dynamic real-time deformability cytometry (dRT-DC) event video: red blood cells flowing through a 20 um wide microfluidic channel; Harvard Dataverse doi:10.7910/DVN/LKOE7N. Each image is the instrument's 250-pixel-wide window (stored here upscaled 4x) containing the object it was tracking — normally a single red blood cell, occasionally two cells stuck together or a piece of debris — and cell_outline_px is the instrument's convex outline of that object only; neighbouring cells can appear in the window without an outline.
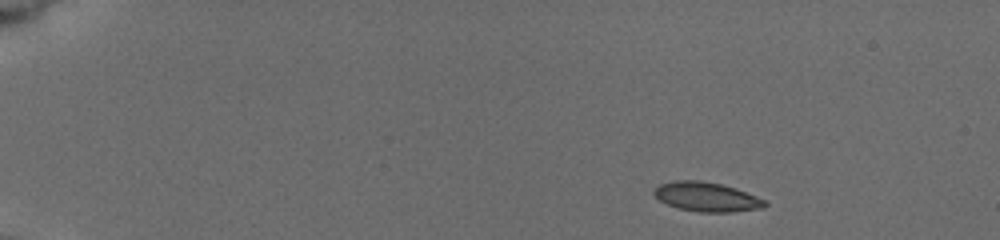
{"species": "common noctule bat (a hibernating species)", "species_latin": "Nyctalus noctula", "temperature_condition": "cold", "stored_images_in_passage": 9, "camera_frame_rate_fps": 3000, "um_per_image_px": 0.085, "animal": {"sex": "female", "body_mass_g": 19.5, "forearm_length_mm": 54.1}, "frame": {"image": 1, "passage_image": 1, "time_ms": 0.0, "image_size_px": [1000, 240], "cell_outline_px": [[768, 204], [764, 208], [732, 212], [700, 212], [680, 208], [668, 204], [660, 200], [652, 192], [660, 184], [676, 180], [700, 180], [720, 184], [736, 188], [756, 196], [764, 200]], "centroid_in_image_um": [60.09, 16.73], "position_along_channel_um": 24.9, "area_um2": 18.79}}
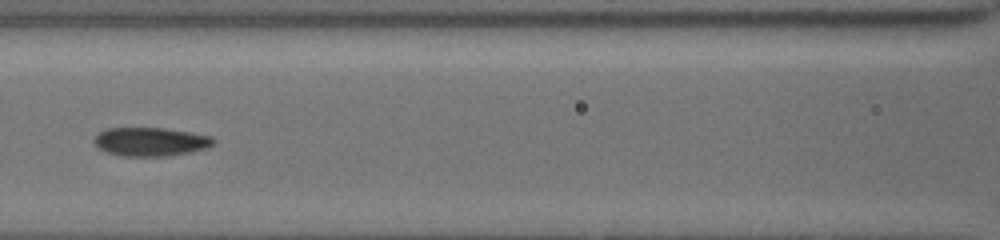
{"frame": {"image": 2, "passage_image": 8, "time_ms": 6.333, "image_size_px": [1000, 240], "cell_outline_px": [[216, 140], [208, 148], [192, 152], [164, 156], [124, 156], [108, 152], [100, 148], [92, 140], [100, 132], [108, 128], [164, 128], [212, 136]], "centroid_in_image_um": [12.83, 12.04], "position_along_channel_um": 153.8, "area_um2": 19.77}}
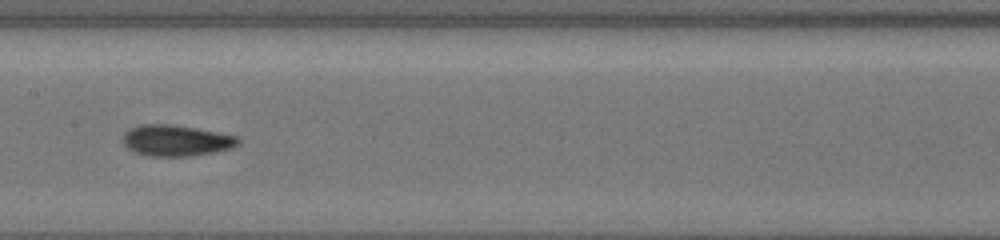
{"frame": {"image": 3, "passage_image": 9, "time_ms": 7.333, "image_size_px": [1000, 240], "cell_outline_px": [[240, 144], [232, 148], [192, 156], [148, 156], [136, 152], [128, 148], [120, 140], [124, 132], [140, 124], [172, 124], [196, 128], [236, 136], [240, 140]], "centroid_in_image_um": [14.94, 11.94], "position_along_channel_um": 192.5, "area_um2": 20.92}}